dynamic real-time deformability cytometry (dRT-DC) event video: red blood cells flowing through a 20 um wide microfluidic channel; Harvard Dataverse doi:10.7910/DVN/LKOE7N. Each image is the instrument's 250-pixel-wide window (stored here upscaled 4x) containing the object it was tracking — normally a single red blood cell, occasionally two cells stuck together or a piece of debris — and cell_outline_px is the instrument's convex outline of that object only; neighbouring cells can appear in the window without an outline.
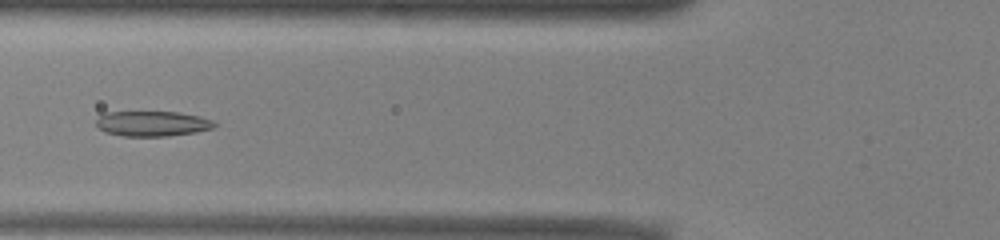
{"species": "common noctule bat (a hibernating species)", "species_latin": "Nyctalus noctula", "temperature_condition": "warm", "stored_images_in_passage": 45, "camera_frame_rate_fps": 3000, "um_per_image_px": 0.085, "animal": {"sex": "male", "body_mass_g": 13.0, "forearm_length_mm": 53.1}, "frame": {"image": 1, "passage_image": 13, "time_ms": 4.0, "image_size_px": [1000, 240], "cell_outline_px": [[216, 124], [212, 128], [196, 132], [168, 136], [124, 136], [104, 132], [96, 124], [96, 120], [104, 112], [180, 112], [200, 116], [212, 120]], "centroid_in_image_um": [12.94, 10.5], "position_along_channel_um": 112.9, "area_um2": 17.34}}
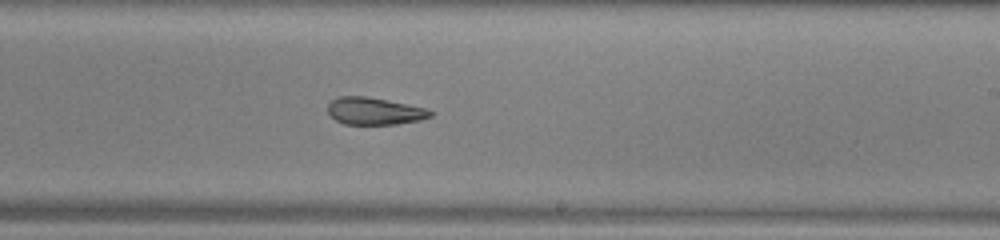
{"frame": {"image": 2, "passage_image": 24, "time_ms": 7.667, "image_size_px": [1000, 240], "cell_outline_px": [[436, 112], [432, 116], [420, 120], [396, 124], [344, 124], [336, 120], [328, 112], [328, 104], [332, 100], [340, 96], [364, 96], [388, 100], [424, 108]], "centroid_in_image_um": [31.84, 9.44], "position_along_channel_um": 257.2, "area_um2": 16.18}}
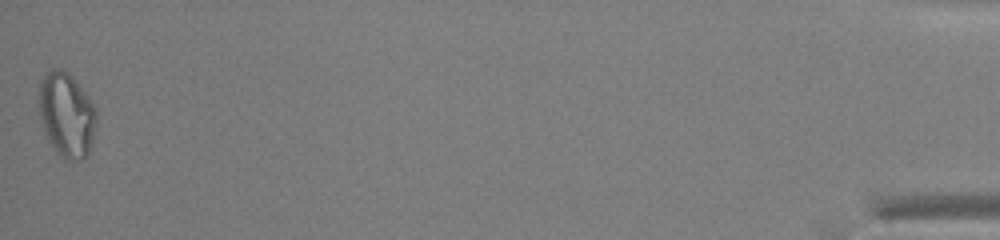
{"frame": {"image": 3, "passage_image": 45, "time_ms": 14.667, "image_size_px": [1000, 240], "cell_outline_px": [[96, 120], [92, 140], [88, 156], [84, 160], [64, 160], [56, 152], [48, 140], [44, 132], [40, 120], [40, 80], [52, 68], [60, 68], [68, 72], [72, 76], [88, 96], [96, 108]], "centroid_in_image_um": [5.67, 9.78], "position_along_channel_um": 429.5, "area_um2": 28.38}, "authors_computed_cell_mechanics": {"area_um2": 19.0162, "velocity_mm_per_s": 3.9422, "shape_relaxation_time_tau1_ms": 6.4897, "shape_relaxation_time_tau2_ms": 3.2917, "deformation_change_tau1": 0.1637, "deformation_change_tau2": 0.1169}}